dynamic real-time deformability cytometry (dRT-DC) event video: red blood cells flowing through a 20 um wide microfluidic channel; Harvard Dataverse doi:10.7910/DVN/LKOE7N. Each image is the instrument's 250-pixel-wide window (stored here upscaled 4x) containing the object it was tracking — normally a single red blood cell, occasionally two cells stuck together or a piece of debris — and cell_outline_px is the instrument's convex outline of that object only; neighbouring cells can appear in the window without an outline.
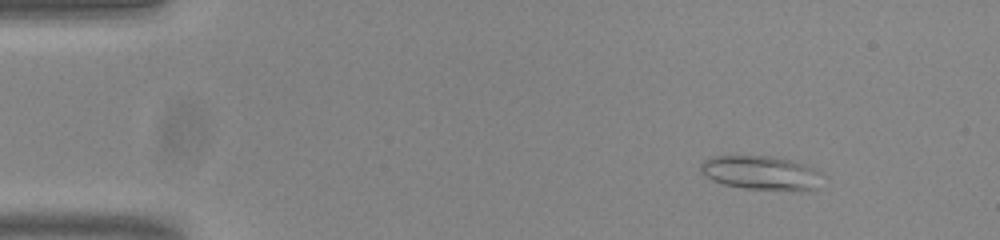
{"species": "common noctule bat (a hibernating species)", "species_latin": "Nyctalus noctula", "temperature_condition": "room temperature", "stored_images_in_passage": 54, "camera_frame_rate_fps": 3000, "um_per_image_px": 0.085, "animal": {"sex": "male", "body_mass_g": 20.0, "forearm_length_mm": 53.3}, "frame": {"image": 1, "passage_image": 7, "time_ms": 2.0, "image_size_px": [1000, 240], "cell_outline_px": [[820, 172], [816, 188], [744, 188], [724, 184], [712, 180], [700, 172], [700, 164], [704, 160], [712, 156], [772, 156], [804, 164], [816, 168]], "centroid_in_image_um": [64.57, 14.64], "position_along_channel_um": 20.4, "area_um2": 23.18}}
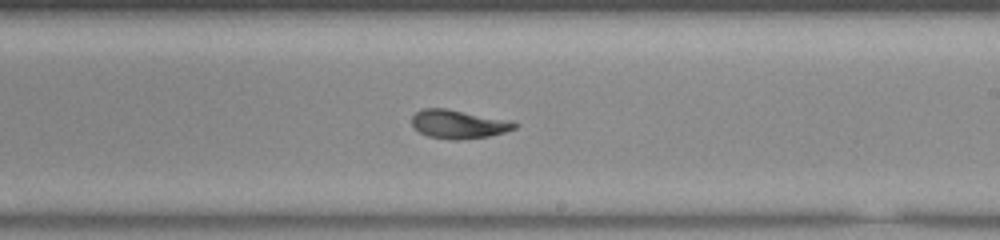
{"frame": {"image": 2, "passage_image": 32, "time_ms": 10.333, "image_size_px": [1000, 240], "cell_outline_px": [[520, 124], [516, 128], [504, 132], [488, 136], [460, 140], [452, 140], [428, 136], [420, 132], [412, 124], [412, 116], [416, 112], [424, 108], [444, 108], [508, 120]], "centroid_in_image_um": [38.97, 10.56], "position_along_channel_um": 250.0, "area_um2": 16.94}}
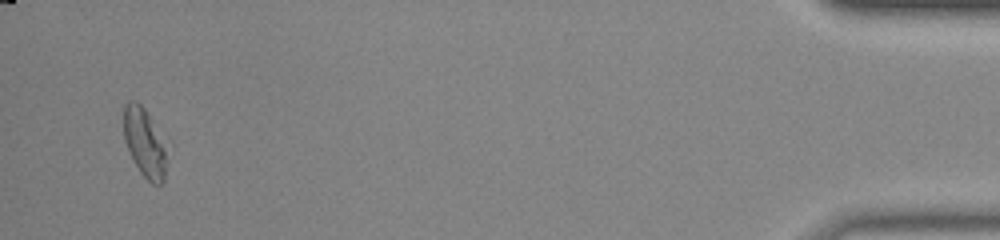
{"frame": {"image": 3, "passage_image": 52, "time_ms": 17.0, "image_size_px": [1000, 240], "cell_outline_px": [[164, 180], [160, 184], [152, 184], [140, 172], [124, 140], [124, 104], [132, 100], [136, 100], [144, 108], [148, 116], [164, 152]], "centroid_in_image_um": [12.2, 12.13], "position_along_channel_um": 423.0, "area_um2": 15.84}, "authors_computed_cell_mechanics": {"area_um2": 17.4845, "velocity_mm_per_s": 3.8176, "shape_relaxation_time_tau1_ms": 9.882, "shape_relaxation_time_tau2_ms": 1.974, "deformation_change_tau1": 0.2732, "deformation_change_tau2": 0.0758}}